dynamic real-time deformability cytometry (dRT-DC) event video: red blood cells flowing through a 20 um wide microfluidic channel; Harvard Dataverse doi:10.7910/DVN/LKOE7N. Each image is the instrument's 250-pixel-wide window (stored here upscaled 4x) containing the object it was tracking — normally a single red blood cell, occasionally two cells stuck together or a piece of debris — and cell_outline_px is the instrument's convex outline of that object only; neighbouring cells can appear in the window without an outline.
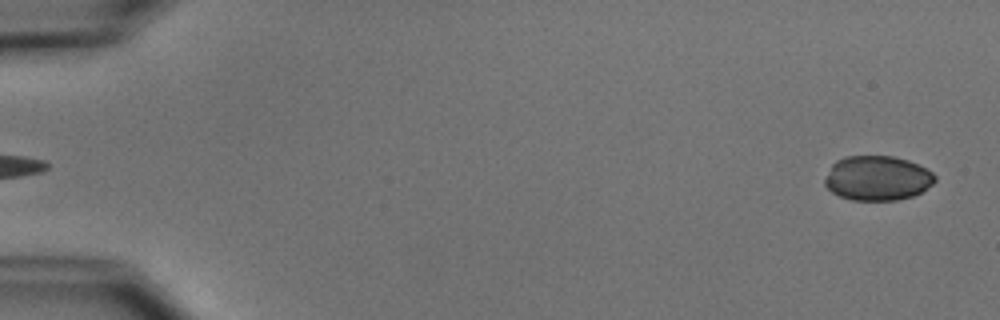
{"species": "common noctule bat (a hibernating species)", "species_latin": "Nyctalus noctula", "temperature_condition": "cold", "stored_images_in_passage": 52, "camera_frame_rate_fps": 3000, "um_per_image_px": 0.085, "animal": {"sex": "male", "body_mass_g": 15.6}, "frame": {"image": 1, "passage_image": 2, "time_ms": 0.333, "image_size_px": [1000, 320], "cell_outline_px": [[936, 180], [932, 184], [920, 192], [912, 196], [896, 200], [852, 200], [840, 196], [832, 192], [824, 184], [824, 180], [832, 164], [836, 160], [844, 156], [892, 156], [908, 160], [932, 172], [936, 176]], "centroid_in_image_um": [74.55, 15.14], "position_along_channel_um": 10.4, "area_um2": 28.55}}
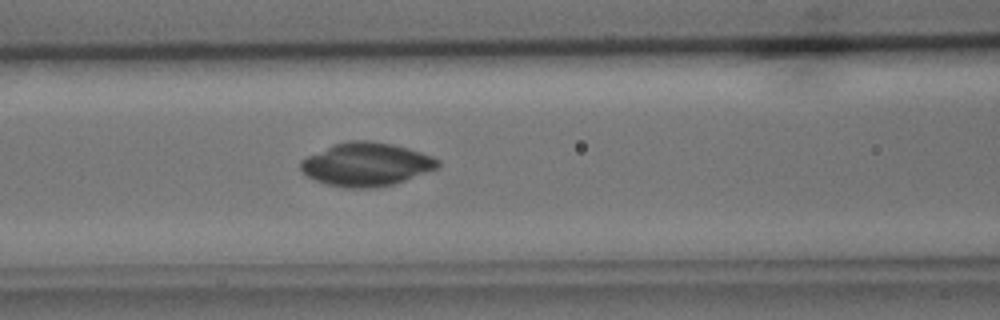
{"frame": {"image": 2, "passage_image": 23, "time_ms": 7.333, "image_size_px": [1000, 320], "cell_outline_px": [[440, 164], [436, 168], [404, 180], [392, 184], [376, 188], [344, 188], [328, 184], [316, 180], [308, 176], [300, 168], [300, 160], [332, 144], [348, 140], [368, 140], [392, 144], [408, 148], [432, 156], [440, 160]], "centroid_in_image_um": [31.11, 13.96], "position_along_channel_um": 135.5, "area_um2": 34.51}}
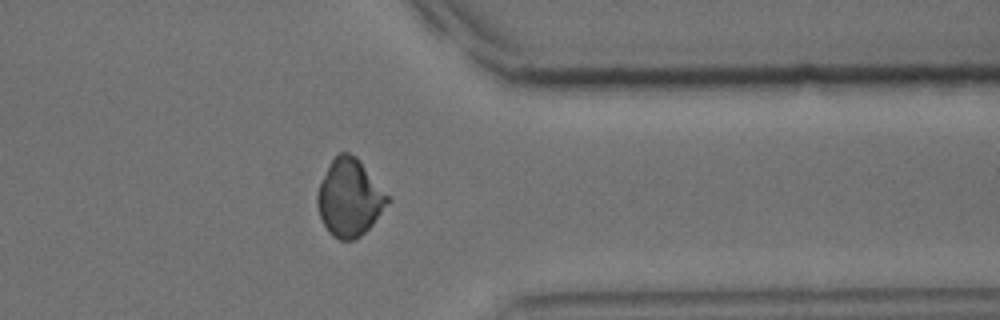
{"frame": {"image": 3, "passage_image": 43, "time_ms": 14.0, "image_size_px": [1000, 320], "cell_outline_px": [[392, 200], [372, 224], [356, 240], [340, 240], [332, 236], [328, 232], [320, 216], [316, 204], [316, 196], [320, 184], [328, 164], [340, 152], [348, 152], [356, 156], [360, 160]], "centroid_in_image_um": [29.71, 16.81], "position_along_channel_um": 381.7, "area_um2": 31.62}}